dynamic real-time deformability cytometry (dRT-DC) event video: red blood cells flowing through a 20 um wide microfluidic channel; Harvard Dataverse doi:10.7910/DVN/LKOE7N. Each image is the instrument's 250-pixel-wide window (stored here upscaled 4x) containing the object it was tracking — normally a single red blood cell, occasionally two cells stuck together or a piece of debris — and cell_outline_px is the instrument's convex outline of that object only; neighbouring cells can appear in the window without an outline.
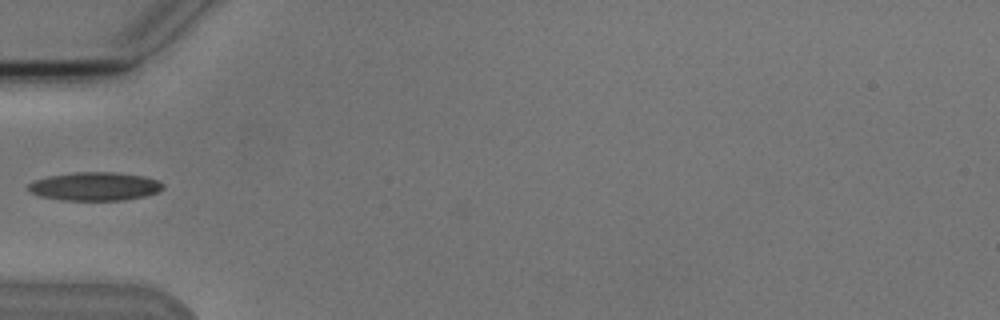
{"species": "Egyptian fruit bat (a non-hibernating species)", "species_latin": "Rousettus aegyptiacus", "temperature_condition": "cold", "stored_images_in_passage": 3, "camera_frame_rate_fps": 3000, "um_per_image_px": 0.085, "animal": {"sex": "male"}, "frame": {"image": 1, "passage_image": 2, "time_ms": 1.333, "image_size_px": [1000, 320], "cell_outline_px": [[164, 188], [156, 192], [144, 196], [124, 200], [64, 200], [40, 196], [32, 192], [28, 188], [28, 184], [36, 180], [48, 176], [72, 172], [116, 172], [144, 176], [160, 180], [164, 184]], "centroid_in_image_um": [8.1, 15.83], "position_along_channel_um": 76.9, "area_um2": 22.31}}